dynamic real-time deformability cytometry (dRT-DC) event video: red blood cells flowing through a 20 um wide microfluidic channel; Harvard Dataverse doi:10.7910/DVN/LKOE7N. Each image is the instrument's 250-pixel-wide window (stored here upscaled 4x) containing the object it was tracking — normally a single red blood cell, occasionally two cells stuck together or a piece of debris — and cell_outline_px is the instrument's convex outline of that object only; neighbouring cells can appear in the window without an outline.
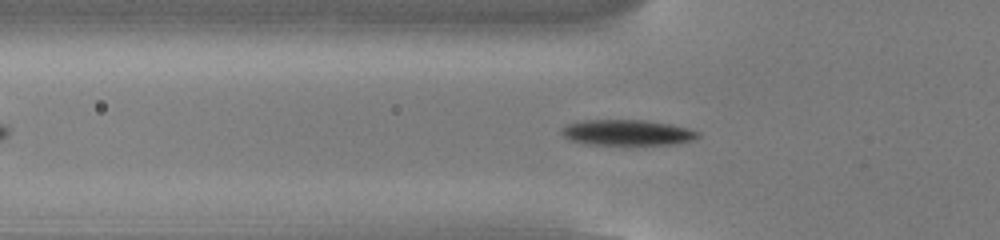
{"species": "common noctule bat (a hibernating species)", "species_latin": "Nyctalus noctula", "temperature_condition": "cold", "stored_images_in_passage": 42, "camera_frame_rate_fps": 3000, "um_per_image_px": 0.085, "animal": {"sex": "male", "body_mass_g": 13.0, "forearm_length_mm": 53.1}, "frame": {"image": 1, "passage_image": 10, "time_ms": 3.0, "image_size_px": [1000, 240], "cell_outline_px": [[700, 136], [692, 140], [676, 144], [584, 144], [568, 140], [560, 132], [560, 128], [568, 124], [584, 120], [644, 120], [672, 124], [688, 128], [700, 132]], "centroid_in_image_um": [53.3, 11.26], "position_along_channel_um": 72.5, "area_um2": 20.46}}
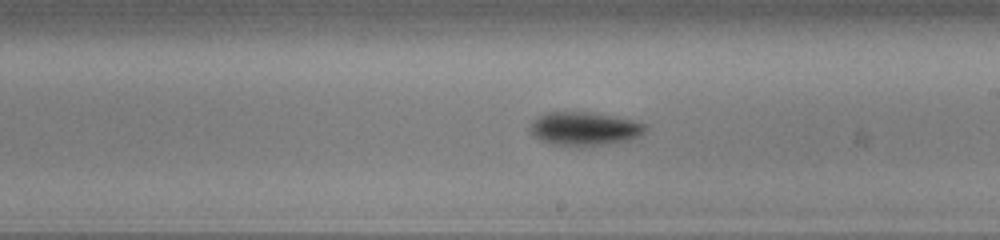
{"frame": {"image": 2, "passage_image": 23, "time_ms": 7.333, "image_size_px": [1000, 240], "cell_outline_px": [[644, 132], [640, 136], [632, 140], [608, 144], [580, 148], [576, 148], [552, 144], [540, 140], [532, 136], [528, 132], [528, 128], [532, 120], [548, 112], [588, 112], [612, 116], [632, 120], [644, 124]], "centroid_in_image_um": [49.61, 10.98], "position_along_channel_um": 239.4, "area_um2": 23.0}}
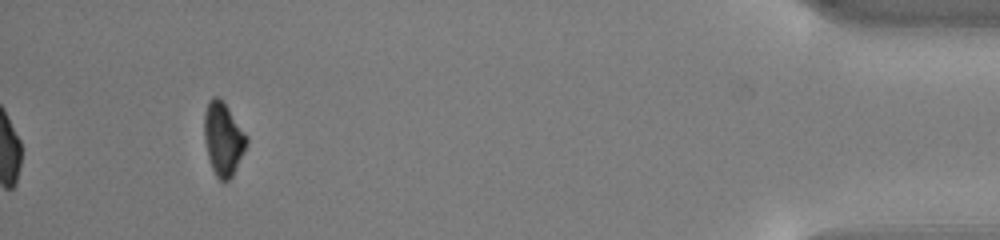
{"frame": {"image": 3, "passage_image": 42, "time_ms": 13.667, "image_size_px": [1000, 240], "cell_outline_px": [[248, 144], [232, 176], [224, 184], [216, 176], [212, 168], [208, 156], [204, 140], [204, 112], [208, 100], [212, 96], [216, 96], [224, 100], [248, 136]], "centroid_in_image_um": [18.98, 11.77], "position_along_channel_um": 416.2, "area_um2": 18.44}, "authors_computed_cell_mechanics": {"area_um2": 20.4612, "velocity_mm_per_s": 3.8527, "shape_relaxation_time_tau1_ms": 1.5766, "shape_relaxation_time_tau2_ms": null, "deformation_change_tau1": 0.0978, "deformation_change_tau2": null}}